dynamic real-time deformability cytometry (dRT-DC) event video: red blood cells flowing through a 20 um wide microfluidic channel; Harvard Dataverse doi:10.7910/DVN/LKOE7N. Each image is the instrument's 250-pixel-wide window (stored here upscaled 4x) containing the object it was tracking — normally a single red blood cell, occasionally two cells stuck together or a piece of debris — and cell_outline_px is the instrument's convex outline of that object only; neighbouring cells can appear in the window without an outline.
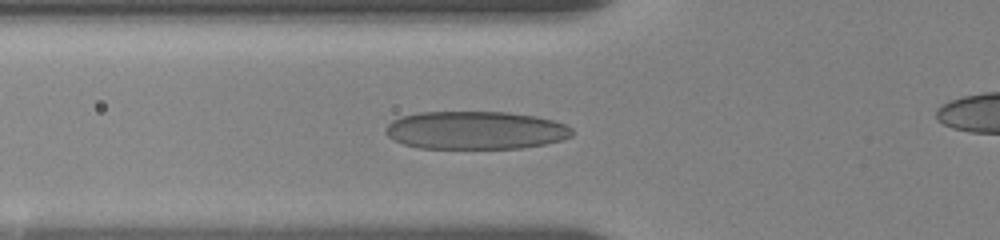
{"species": "human", "species_latin": "Homo sapiens", "temperature_condition": "room temperature", "stored_images_in_passage": 39, "camera_frame_rate_fps": 3000, "um_per_image_px": 0.085, "donor": {"sex": "female"}, "frame": {"image": 1, "passage_image": 9, "time_ms": 2.667, "image_size_px": [1000, 240], "cell_outline_px": [[572, 136], [560, 140], [544, 144], [520, 148], [420, 148], [404, 144], [388, 136], [384, 132], [384, 128], [392, 120], [400, 116], [420, 112], [508, 112], [532, 116], [552, 120], [564, 124], [572, 128]], "centroid_in_image_um": [40.38, 11.07], "position_along_channel_um": 85.4, "area_um2": 41.21}}
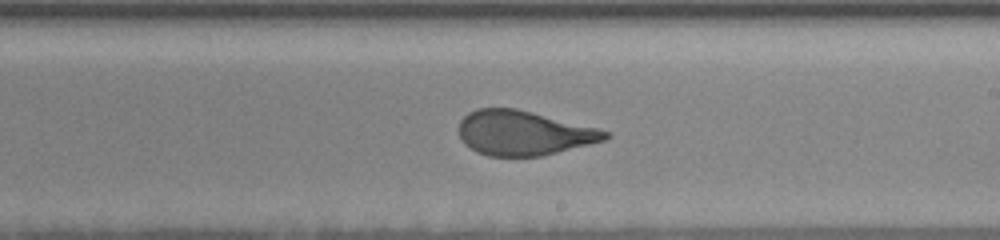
{"frame": {"image": 2, "passage_image": 22, "time_ms": 7.0, "image_size_px": [1000, 240], "cell_outline_px": [[612, 136], [604, 140], [540, 156], [488, 156], [476, 152], [464, 144], [460, 136], [460, 120], [468, 112], [476, 108], [516, 108], [596, 128], [608, 132]], "centroid_in_image_um": [44.45, 11.3], "position_along_channel_um": 244.5, "area_um2": 37.63}}
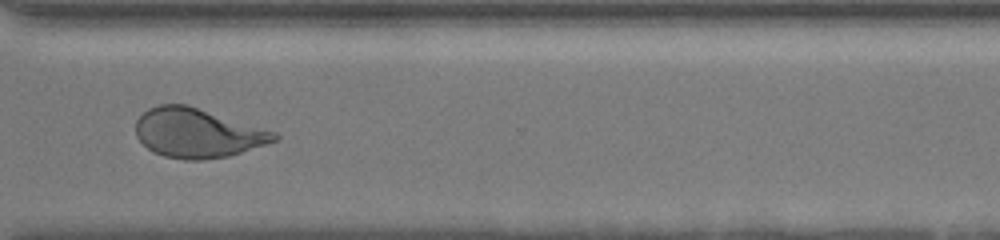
{"frame": {"image": 3, "passage_image": 31, "time_ms": 10.0, "image_size_px": [1000, 240], "cell_outline_px": [[280, 136], [276, 140], [228, 156], [204, 160], [184, 160], [164, 156], [148, 148], [136, 136], [136, 120], [148, 108], [160, 104], [188, 104], [276, 132]], "centroid_in_image_um": [16.76, 11.29], "position_along_channel_um": 353.8, "area_um2": 39.54}, "authors_computed_cell_mechanics": {"area_um2": 39.593, "velocity_mm_per_s": 3.6497, "shape_relaxation_time_tau1_ms": 5.0014, "shape_relaxation_time_tau2_ms": 0.7884, "deformation_change_tau1": 0.2039, "deformation_change_tau2": 0.0813}}